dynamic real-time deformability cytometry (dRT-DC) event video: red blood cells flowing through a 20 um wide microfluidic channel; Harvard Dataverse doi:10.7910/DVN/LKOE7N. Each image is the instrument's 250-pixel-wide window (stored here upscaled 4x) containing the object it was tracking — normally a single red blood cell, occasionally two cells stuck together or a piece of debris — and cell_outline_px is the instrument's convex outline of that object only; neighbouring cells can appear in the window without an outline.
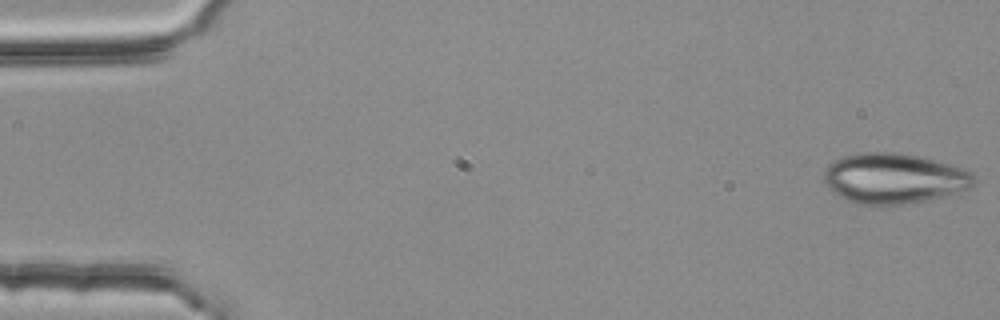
{"species": "common noctule bat (a hibernating species)", "species_latin": "Nyctalus noctula", "temperature_condition": "room temperature", "stored_images_in_passage": 4, "camera_frame_rate_fps": 3000, "um_per_image_px": 0.085, "animal": {"sex": "female", "body_mass_g": 25.1}, "frame": {"image": 1, "passage_image": 1, "time_ms": 0.0, "image_size_px": [1000, 320], "cell_outline_px": [[976, 180], [968, 188], [956, 192], [924, 200], [884, 208], [856, 204], [840, 196], [828, 188], [824, 180], [824, 172], [836, 160], [844, 156], [864, 152], [896, 152], [924, 156], [972, 172], [976, 176]], "centroid_in_image_um": [75.98, 15.18], "position_along_channel_um": 9.0, "area_um2": 44.16}}